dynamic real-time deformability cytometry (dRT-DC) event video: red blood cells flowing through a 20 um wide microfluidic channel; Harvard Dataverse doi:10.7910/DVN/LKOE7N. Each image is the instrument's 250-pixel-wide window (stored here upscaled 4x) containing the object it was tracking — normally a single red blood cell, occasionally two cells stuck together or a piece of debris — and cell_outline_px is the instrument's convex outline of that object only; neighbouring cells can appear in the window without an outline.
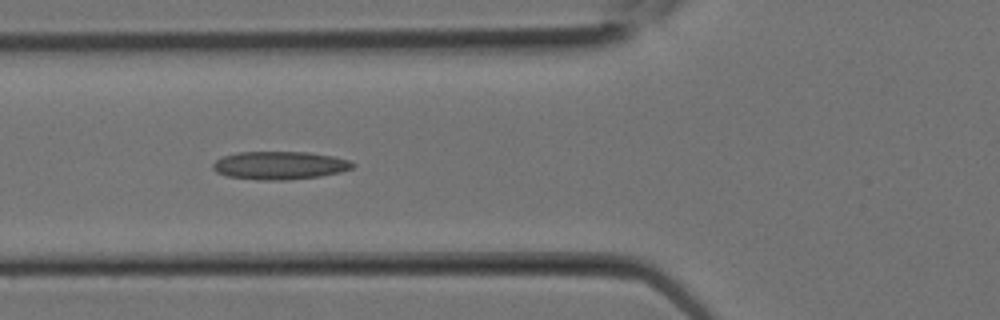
{"species": "Egyptian fruit bat (a non-hibernating species)", "species_latin": "Rousettus aegyptiacus", "temperature_condition": "room temperature", "stored_images_in_passage": 6, "camera_frame_rate_fps": 3000, "um_per_image_px": 0.085, "animal": {"sex": "female"}, "frame": {"image": 1, "passage_image": 3, "time_ms": 0.667, "image_size_px": [1000, 320], "cell_outline_px": [[356, 164], [352, 168], [340, 172], [320, 176], [284, 180], [260, 180], [228, 176], [216, 172], [212, 168], [212, 164], [216, 160], [224, 156], [236, 152], [308, 152], [332, 156], [348, 160]], "centroid_in_image_um": [23.76, 14.05], "position_along_channel_um": 102.0, "area_um2": 22.77}}
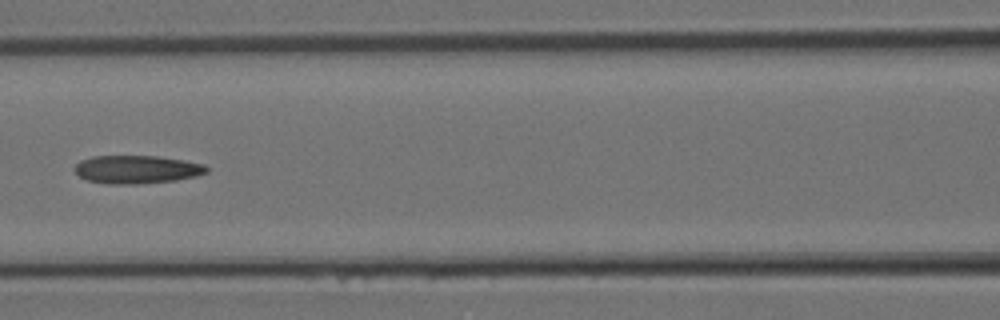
{"frame": {"image": 2, "passage_image": 5, "time_ms": 1.333, "image_size_px": [1000, 320], "cell_outline_px": [[208, 172], [196, 176], [176, 180], [136, 184], [108, 184], [88, 180], [80, 176], [72, 168], [80, 160], [92, 156], [156, 156], [184, 160], [204, 164], [208, 168]], "centroid_in_image_um": [11.62, 14.4], "position_along_channel_um": 155.0, "area_um2": 21.68}}